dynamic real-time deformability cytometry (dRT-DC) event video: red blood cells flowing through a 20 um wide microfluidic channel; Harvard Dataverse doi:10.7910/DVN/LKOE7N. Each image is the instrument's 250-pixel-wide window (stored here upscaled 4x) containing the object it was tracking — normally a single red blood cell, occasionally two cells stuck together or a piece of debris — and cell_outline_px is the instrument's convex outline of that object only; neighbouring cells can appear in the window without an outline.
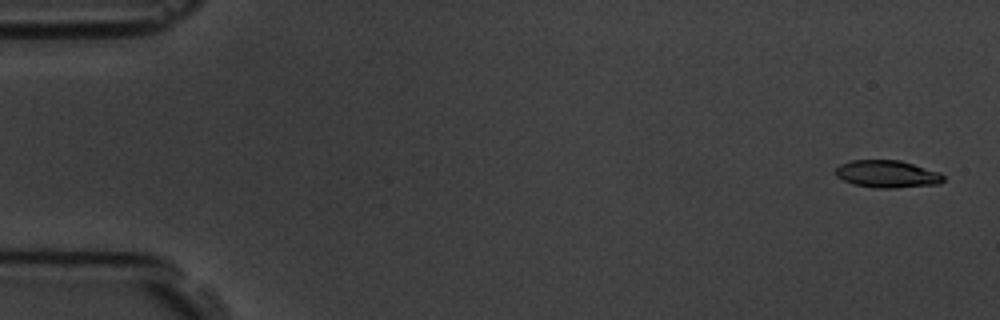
{"species": "common noctule bat (a hibernating species)", "species_latin": "Nyctalus noctula", "temperature_condition": "room temperature", "stored_images_in_passage": 6, "segment_of_instrument_passage": [2, 2], "camera_frame_rate_fps": 3000, "um_per_image_px": 0.085, "animal": {"sex": "male", "body_mass_g": 19.5, "forearm_length_mm": 54.6}, "frame": {"image": 1, "passage_image": 6, "time_ms": 5.667, "image_size_px": [1000, 320], "cell_outline_px": [[944, 180], [940, 184], [896, 188], [876, 188], [852, 184], [836, 176], [836, 168], [840, 164], [852, 160], [900, 160], [940, 172], [944, 176]], "centroid_in_image_um": [75.43, 14.79], "position_along_channel_um": 9.6, "area_um2": 17.28}}